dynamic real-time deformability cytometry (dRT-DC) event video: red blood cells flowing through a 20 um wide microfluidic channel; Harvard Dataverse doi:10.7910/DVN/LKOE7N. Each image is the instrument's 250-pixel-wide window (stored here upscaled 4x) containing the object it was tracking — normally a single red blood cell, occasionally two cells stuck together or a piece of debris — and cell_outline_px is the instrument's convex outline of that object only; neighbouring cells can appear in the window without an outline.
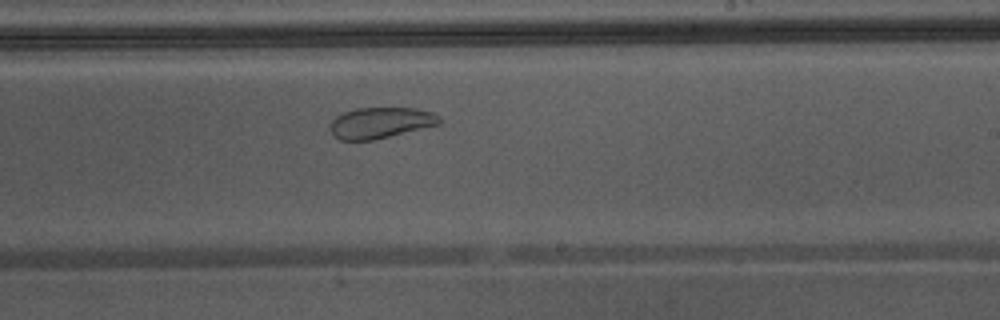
{"species": "Egyptian fruit bat (a non-hibernating species)", "species_latin": "Rousettus aegyptiacus", "temperature_condition": "warm", "stored_images_in_passage": 19, "camera_frame_rate_fps": 3000, "um_per_image_px": 0.085, "animal": {"sex": "male"}, "frame": {"image": 1, "passage_image": 14, "time_ms": 4.333, "image_size_px": [1000, 320], "cell_outline_px": [[440, 124], [372, 140], [340, 140], [332, 136], [328, 128], [332, 120], [336, 116], [344, 112], [356, 108], [416, 108], [432, 112], [440, 116]], "centroid_in_image_um": [32.3, 10.43], "position_along_channel_um": 256.7, "area_um2": 19.77}}